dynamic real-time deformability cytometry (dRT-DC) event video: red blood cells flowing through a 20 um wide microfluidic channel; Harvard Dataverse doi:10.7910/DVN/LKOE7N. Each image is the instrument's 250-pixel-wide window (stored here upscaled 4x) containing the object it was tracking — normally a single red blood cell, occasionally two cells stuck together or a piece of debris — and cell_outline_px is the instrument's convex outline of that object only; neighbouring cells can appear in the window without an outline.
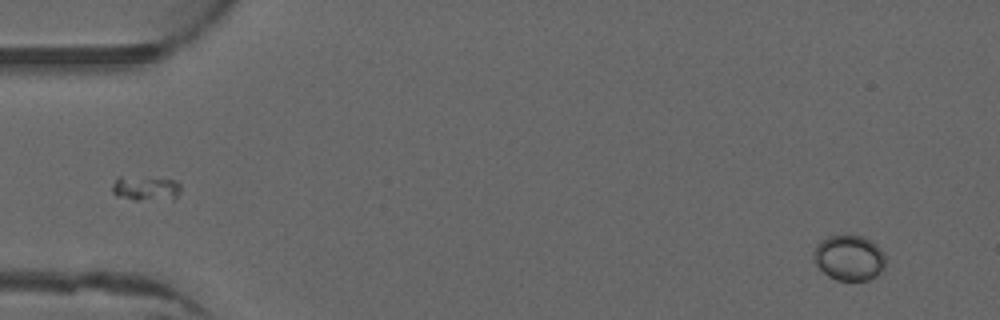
{"species": "common noctule bat (a hibernating species)", "species_latin": "Nyctalus noctula", "temperature_condition": "warm", "stored_images_in_passage": 49, "camera_frame_rate_fps": 3000, "um_per_image_px": 0.085, "animal": {"sex": "male", "forearm_length_mm": 52.5}, "frame": {"image": 1, "passage_image": 1, "time_ms": 0.0, "image_size_px": [1000, 320], "cell_outline_px": [[884, 272], [868, 280], [836, 280], [828, 276], [816, 264], [812, 256], [812, 252], [816, 244], [820, 240], [828, 236], [864, 236], [872, 240], [880, 248], [884, 256]], "centroid_in_image_um": [72.17, 21.91], "position_along_channel_um": 12.8, "area_um2": 19.19}}
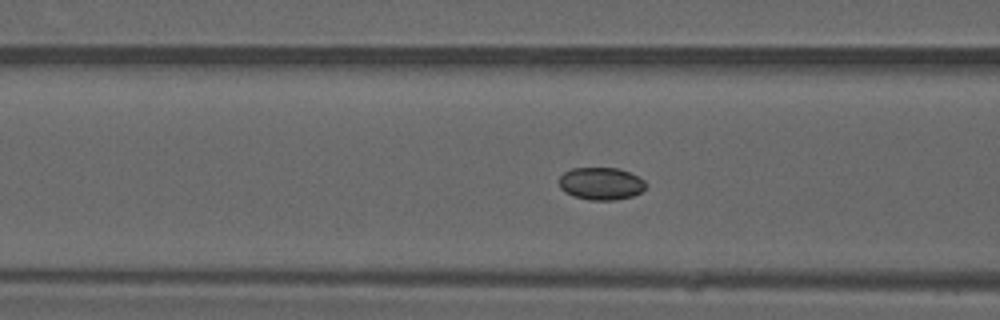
{"frame": {"image": 2, "passage_image": 18, "time_ms": 5.667, "image_size_px": [1000, 320], "cell_outline_px": [[648, 184], [640, 192], [632, 196], [616, 200], [588, 200], [572, 196], [564, 192], [560, 188], [560, 176], [564, 172], [572, 168], [616, 168], [628, 172], [644, 180]], "centroid_in_image_um": [51.06, 15.62], "position_along_channel_um": 115.5, "area_um2": 16.42}}
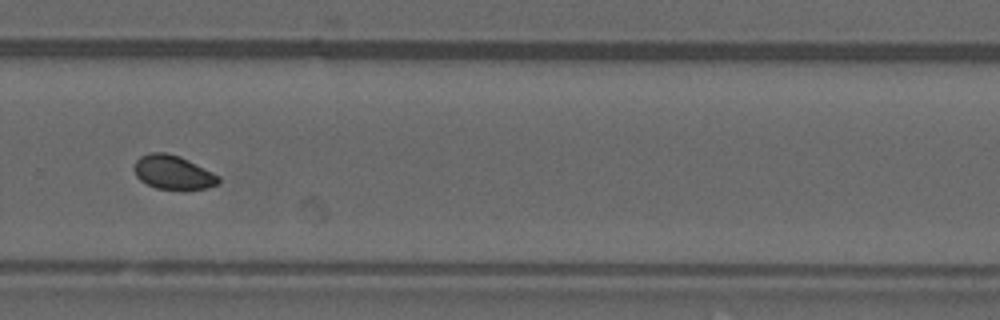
{"frame": {"image": 3, "passage_image": 33, "time_ms": 10.667, "image_size_px": [1000, 320], "cell_outline_px": [[220, 184], [208, 188], [156, 188], [140, 180], [136, 176], [136, 160], [140, 156], [152, 152], [164, 152], [180, 156], [220, 176]], "centroid_in_image_um": [14.74, 14.63], "position_along_channel_um": 315.1, "area_um2": 16.3}}